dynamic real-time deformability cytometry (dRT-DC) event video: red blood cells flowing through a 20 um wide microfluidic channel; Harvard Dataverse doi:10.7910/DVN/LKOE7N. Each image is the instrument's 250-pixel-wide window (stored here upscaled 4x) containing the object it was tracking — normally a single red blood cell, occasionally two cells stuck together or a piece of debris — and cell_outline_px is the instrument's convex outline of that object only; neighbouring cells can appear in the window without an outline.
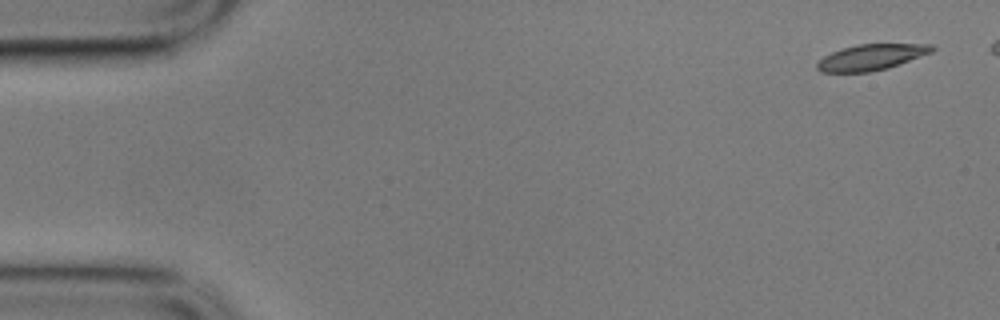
{"species": "common noctule bat (a hibernating species)", "species_latin": "Nyctalus noctula", "temperature_condition": "cold", "stored_images_in_passage": 13, "camera_frame_rate_fps": 3000, "um_per_image_px": 0.085, "animal": {"sex": "male", "body_mass_g": 17.9}, "frame": {"image": 1, "passage_image": 1, "time_ms": 0.0, "image_size_px": [1000, 320], "cell_outline_px": [[936, 48], [932, 52], [888, 68], [872, 72], [820, 72], [816, 68], [816, 64], [824, 56], [832, 52], [856, 44], [932, 44]], "centroid_in_image_um": [74.06, 4.86], "position_along_channel_um": 10.9, "area_um2": 17.28}}
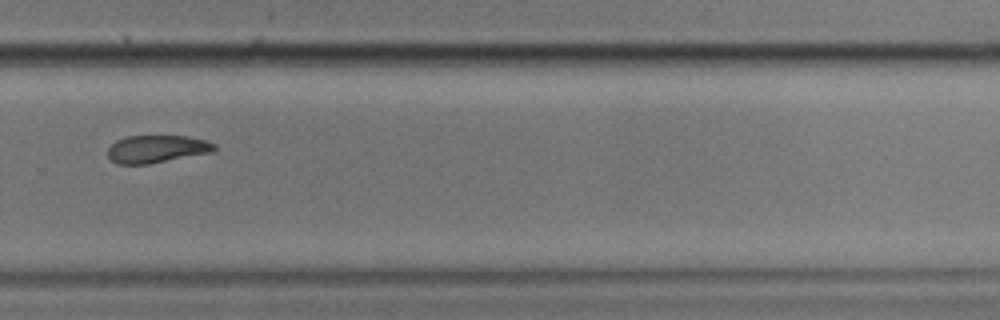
{"frame": {"image": 2, "passage_image": 10, "time_ms": 3.0, "image_size_px": [1000, 320], "cell_outline_px": [[216, 148], [212, 152], [148, 164], [116, 164], [108, 156], [108, 148], [116, 140], [128, 136], [188, 136], [204, 140], [216, 144]], "centroid_in_image_um": [13.31, 12.66], "position_along_channel_um": 316.5, "area_um2": 17.05}}
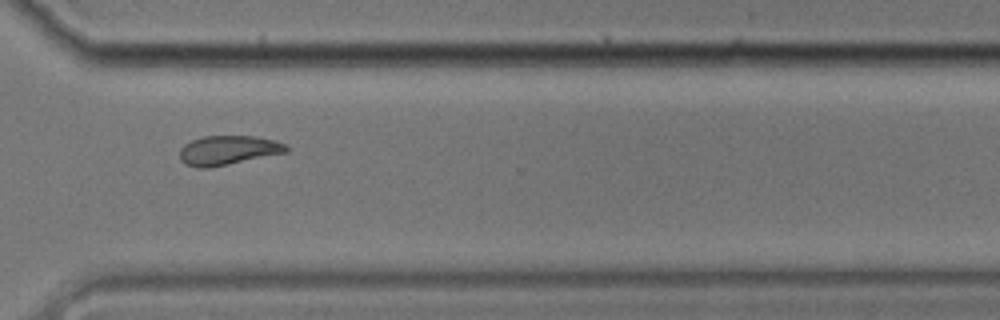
{"frame": {"image": 3, "passage_image": 11, "time_ms": 3.333, "image_size_px": [1000, 320], "cell_outline_px": [[288, 152], [208, 168], [196, 168], [184, 164], [180, 160], [180, 148], [184, 144], [192, 140], [204, 136], [256, 136], [276, 140], [284, 144], [288, 148]], "centroid_in_image_um": [19.36, 12.77], "position_along_channel_um": 351.2, "area_um2": 18.26}}